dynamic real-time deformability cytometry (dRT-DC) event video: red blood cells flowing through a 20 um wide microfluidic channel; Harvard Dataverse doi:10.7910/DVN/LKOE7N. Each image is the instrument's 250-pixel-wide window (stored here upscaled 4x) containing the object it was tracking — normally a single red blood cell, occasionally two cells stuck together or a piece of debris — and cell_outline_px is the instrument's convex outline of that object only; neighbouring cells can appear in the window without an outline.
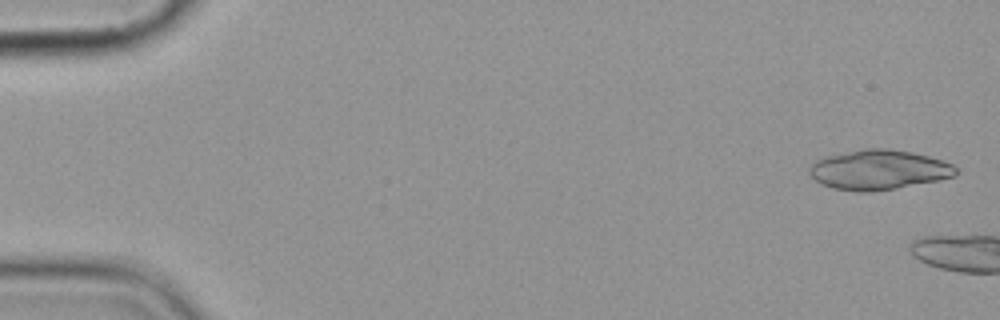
{"species": "common noctule bat (a hibernating species)", "species_latin": "Nyctalus noctula", "temperature_condition": "cold", "stored_images_in_passage": 5, "camera_frame_rate_fps": 3000, "um_per_image_px": 0.085, "animal": {"sex": "female", "body_mass_g": 19.9}, "frame": {"image": 1, "passage_image": 1, "time_ms": 0.0, "image_size_px": [1000, 320], "cell_outline_px": [[960, 172], [956, 176], [940, 180], [896, 188], [872, 192], [856, 192], [832, 188], [820, 184], [808, 172], [808, 168], [816, 160], [828, 156], [860, 148], [888, 148], [912, 152], [928, 156], [952, 164]], "centroid_in_image_um": [74.69, 14.44], "position_along_channel_um": 10.3, "area_um2": 34.22}}